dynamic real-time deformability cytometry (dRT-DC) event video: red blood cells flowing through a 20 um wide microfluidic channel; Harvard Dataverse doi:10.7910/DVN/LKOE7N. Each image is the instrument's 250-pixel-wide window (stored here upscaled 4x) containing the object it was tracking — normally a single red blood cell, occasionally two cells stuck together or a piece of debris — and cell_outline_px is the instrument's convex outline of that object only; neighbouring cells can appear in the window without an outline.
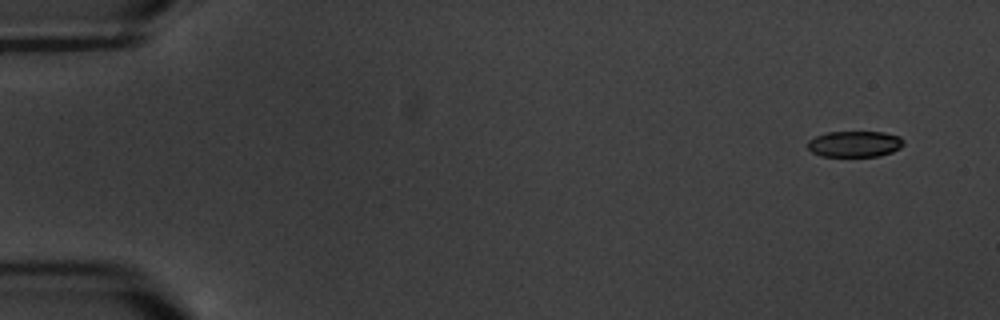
{"species": "common noctule bat (a hibernating species)", "species_latin": "Nyctalus noctula", "temperature_condition": "warm", "stored_images_in_passage": 7, "camera_frame_rate_fps": 3000, "um_per_image_px": 0.085, "animal": {"sex": "male", "body_mass_g": 20.1, "forearm_length_mm": 53.5}, "frame": {"image": 1, "passage_image": 1, "time_ms": 0.0, "image_size_px": [1000, 320], "cell_outline_px": [[904, 144], [900, 148], [892, 152], [880, 156], [820, 156], [812, 152], [808, 148], [808, 140], [816, 136], [828, 132], [884, 132], [900, 136], [904, 140]], "centroid_in_image_um": [72.67, 12.24], "position_along_channel_um": 12.3, "area_um2": 14.62}}
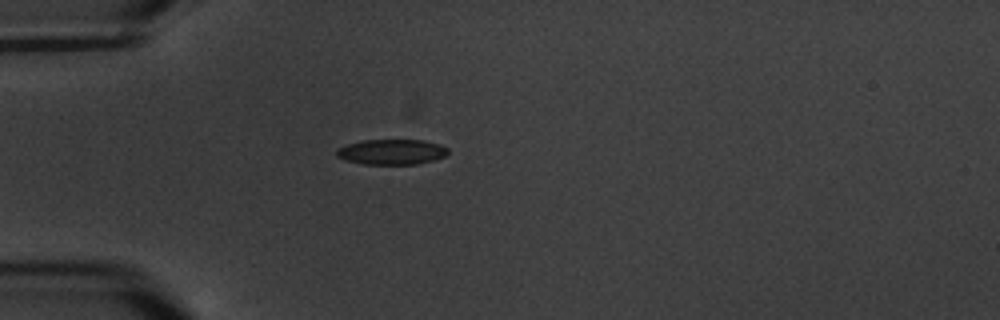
{"frame": {"image": 2, "passage_image": 5, "time_ms": 4.667, "image_size_px": [1000, 320], "cell_outline_px": [[448, 152], [444, 156], [432, 160], [416, 164], [360, 164], [344, 160], [336, 156], [336, 148], [348, 144], [364, 140], [424, 140], [440, 144], [448, 148]], "centroid_in_image_um": [33.25, 12.91], "position_along_channel_um": 51.7, "area_um2": 16.47}}